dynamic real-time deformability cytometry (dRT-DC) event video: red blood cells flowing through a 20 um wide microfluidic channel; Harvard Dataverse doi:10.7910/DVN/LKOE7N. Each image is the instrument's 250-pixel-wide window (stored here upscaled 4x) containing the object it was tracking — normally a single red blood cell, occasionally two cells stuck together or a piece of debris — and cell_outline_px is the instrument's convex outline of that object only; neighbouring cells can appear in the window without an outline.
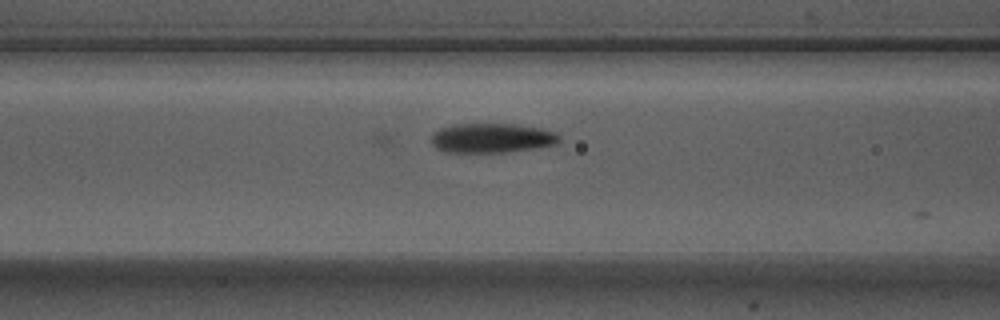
{"species": "Egyptian fruit bat (a non-hibernating species)", "species_latin": "Rousettus aegyptiacus", "temperature_condition": "warm", "stored_images_in_passage": 7, "camera_frame_rate_fps": 3000, "um_per_image_px": 0.085, "animal": {"sex": "male"}, "frame": {"image": 1, "passage_image": 6, "time_ms": 1.667, "image_size_px": [1000, 320], "cell_outline_px": [[560, 140], [556, 144], [508, 152], [448, 152], [436, 148], [432, 144], [432, 132], [440, 128], [452, 124], [512, 124], [540, 128], [556, 132], [560, 136]], "centroid_in_image_um": [41.78, 11.73], "position_along_channel_um": 124.8, "area_um2": 21.96}}